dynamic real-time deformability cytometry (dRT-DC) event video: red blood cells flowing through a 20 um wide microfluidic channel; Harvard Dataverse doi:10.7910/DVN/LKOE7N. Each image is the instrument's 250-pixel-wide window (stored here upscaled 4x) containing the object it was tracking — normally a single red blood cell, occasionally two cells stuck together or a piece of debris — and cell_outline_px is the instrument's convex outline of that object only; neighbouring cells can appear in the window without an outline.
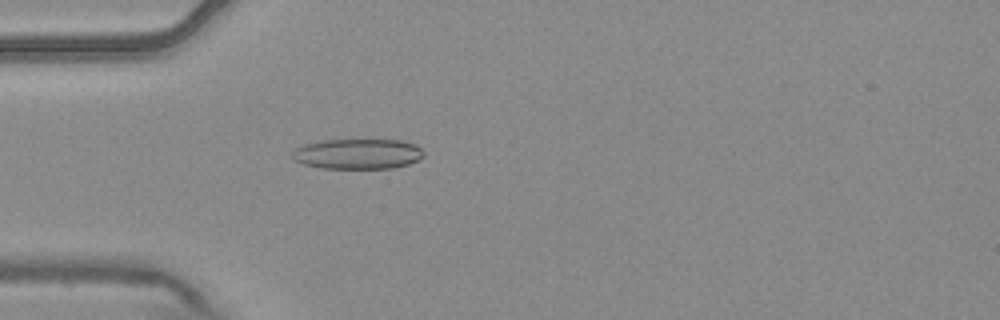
{"species": "common noctule bat (a hibernating species)", "species_latin": "Nyctalus noctula", "temperature_condition": "warm", "stored_images_in_passage": 5, "camera_frame_rate_fps": 3000, "um_per_image_px": 0.085, "animal": {"sex": "male", "body_mass_g": 20.4}, "frame": {"image": 1, "passage_image": 5, "time_ms": 1.333, "image_size_px": [1000, 320], "cell_outline_px": [[424, 156], [408, 164], [392, 168], [324, 168], [304, 164], [296, 160], [292, 156], [292, 152], [296, 148], [304, 144], [324, 140], [400, 140], [416, 144], [424, 152]], "centroid_in_image_um": [30.42, 13.07], "position_along_channel_um": 54.6, "area_um2": 23.0}}